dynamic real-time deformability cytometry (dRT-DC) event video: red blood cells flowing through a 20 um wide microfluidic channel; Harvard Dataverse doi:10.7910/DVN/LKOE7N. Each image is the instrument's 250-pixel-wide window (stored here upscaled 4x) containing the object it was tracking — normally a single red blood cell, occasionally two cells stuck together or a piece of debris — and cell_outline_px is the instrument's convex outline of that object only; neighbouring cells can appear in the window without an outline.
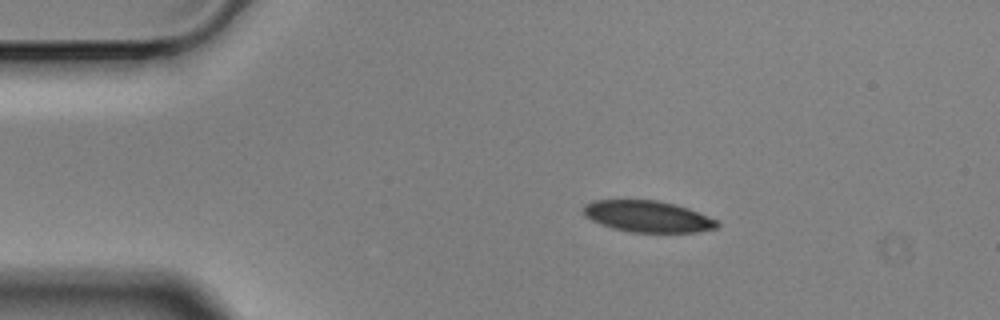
{"species": "Egyptian fruit bat (a non-hibernating species)", "species_latin": "Rousettus aegyptiacus", "temperature_condition": "cold", "stored_images_in_passage": 2, "camera_frame_rate_fps": 3000, "um_per_image_px": 0.085, "animal": {"sex": "male"}, "frame": {"image": 1, "passage_image": 1, "time_ms": 0.0, "image_size_px": [1000, 320], "cell_outline_px": [[720, 224], [716, 228], [696, 232], [628, 232], [612, 228], [600, 224], [584, 216], [584, 204], [592, 200], [656, 200], [676, 204], [688, 208], [716, 220]], "centroid_in_image_um": [55.02, 18.39], "position_along_channel_um": 30.0, "area_um2": 24.45}}